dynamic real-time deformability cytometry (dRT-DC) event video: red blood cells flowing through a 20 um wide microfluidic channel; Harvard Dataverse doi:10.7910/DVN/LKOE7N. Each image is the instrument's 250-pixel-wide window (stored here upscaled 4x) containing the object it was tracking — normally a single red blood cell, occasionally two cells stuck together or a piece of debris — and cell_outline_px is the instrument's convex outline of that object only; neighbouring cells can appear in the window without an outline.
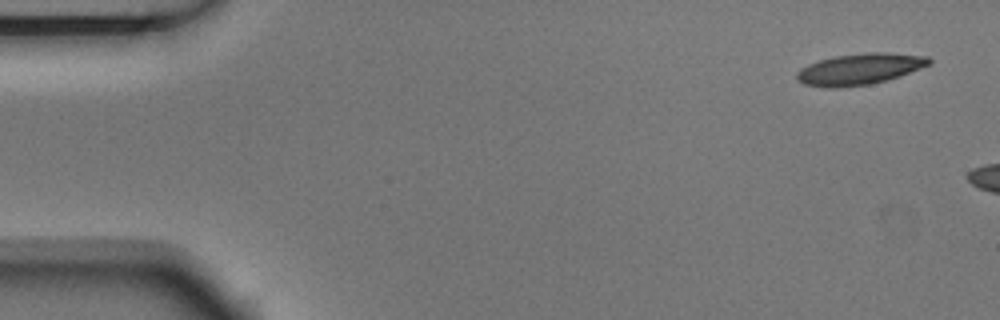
{"species": "Egyptian fruit bat (a non-hibernating species)", "species_latin": "Rousettus aegyptiacus", "temperature_condition": "room temperature", "stored_images_in_passage": 3, "camera_frame_rate_fps": 3000, "um_per_image_px": 0.085, "animal": {"sex": "male"}, "frame": {"image": 1, "passage_image": 1, "time_ms": 0.0, "image_size_px": [1000, 320], "cell_outline_px": [[932, 64], [900, 76], [868, 84], [832, 88], [828, 88], [804, 84], [796, 80], [796, 72], [800, 68], [808, 64], [820, 60], [836, 56], [868, 52], [888, 52], [928, 56], [932, 60]], "centroid_in_image_um": [73.08, 5.86], "position_along_channel_um": 11.9, "area_um2": 24.04}}